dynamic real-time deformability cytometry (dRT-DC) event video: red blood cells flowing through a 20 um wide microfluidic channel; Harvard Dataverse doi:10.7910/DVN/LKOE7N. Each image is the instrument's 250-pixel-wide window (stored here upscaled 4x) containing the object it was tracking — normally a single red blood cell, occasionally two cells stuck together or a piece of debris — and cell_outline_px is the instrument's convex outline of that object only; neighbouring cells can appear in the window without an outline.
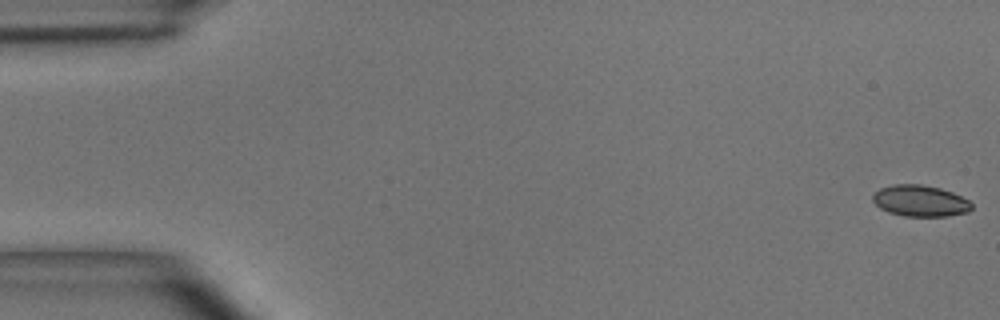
{"species": "common noctule bat (a hibernating species)", "species_latin": "Nyctalus noctula", "temperature_condition": "room temperature", "stored_images_in_passage": 51, "camera_frame_rate_fps": 3000, "um_per_image_px": 0.085, "animal": {"sex": "male", "body_mass_g": 15.6}, "frame": {"image": 1, "passage_image": 1, "time_ms": 0.0, "image_size_px": [1000, 320], "cell_outline_px": [[972, 208], [968, 212], [948, 216], [904, 216], [888, 212], [880, 208], [872, 200], [872, 196], [880, 188], [896, 184], [920, 184], [940, 188], [952, 192], [968, 200], [972, 204]], "centroid_in_image_um": [78.22, 17.07], "position_along_channel_um": 6.8, "area_um2": 17.98}}
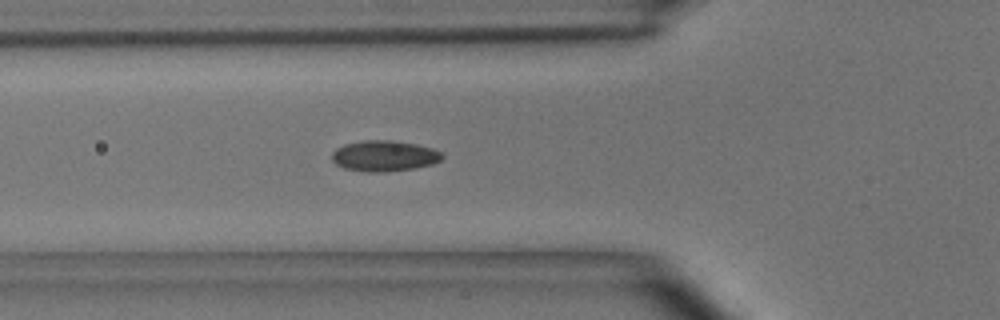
{"frame": {"image": 2, "passage_image": 18, "time_ms": 5.667, "image_size_px": [1000, 320], "cell_outline_px": [[444, 156], [440, 160], [432, 164], [416, 168], [388, 172], [364, 172], [344, 168], [336, 164], [332, 160], [332, 152], [336, 148], [344, 144], [364, 140], [392, 140], [416, 144], [432, 148], [444, 152]], "centroid_in_image_um": [32.67, 13.25], "position_along_channel_um": 93.1, "area_um2": 20.06}}
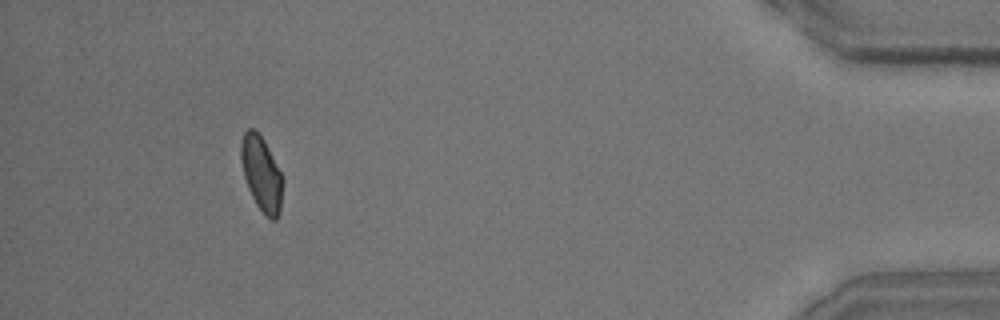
{"frame": {"image": 3, "passage_image": 47, "time_ms": 15.333, "image_size_px": [1000, 320], "cell_outline_px": [[284, 180], [280, 212], [276, 220], [272, 220], [256, 204], [248, 188], [244, 176], [240, 160], [240, 140], [244, 132], [248, 128], [256, 128], [264, 140]], "centroid_in_image_um": [22.21, 14.72], "position_along_channel_um": 413.0, "area_um2": 18.26}, "authors_computed_cell_mechanics": {"area_um2": 18.4382, "velocity_mm_per_s": 3.9523, "shape_relaxation_time_tau1_ms": 4.3062, "shape_relaxation_time_tau2_ms": 1.3763, "deformation_change_tau1": 0.1081, "deformation_change_tau2": 0.051}}